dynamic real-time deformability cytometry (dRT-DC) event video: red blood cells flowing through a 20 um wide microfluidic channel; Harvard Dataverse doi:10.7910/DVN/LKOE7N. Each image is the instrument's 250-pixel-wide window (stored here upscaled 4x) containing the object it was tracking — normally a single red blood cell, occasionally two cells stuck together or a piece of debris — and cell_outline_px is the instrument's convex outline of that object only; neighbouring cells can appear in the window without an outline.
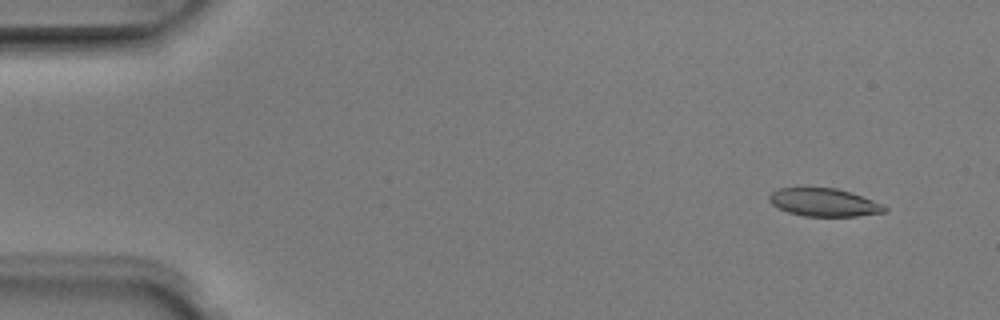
{"species": "Egyptian fruit bat (a non-hibernating species)", "species_latin": "Rousettus aegyptiacus", "temperature_condition": "room temperature", "stored_images_in_passage": 5, "camera_frame_rate_fps": 3000, "um_per_image_px": 0.085, "animal": {"sex": "male"}, "frame": {"image": 1, "passage_image": 2, "time_ms": 0.333, "image_size_px": [1000, 320], "cell_outline_px": [[888, 208], [884, 212], [856, 216], [804, 216], [788, 212], [772, 204], [768, 200], [768, 196], [772, 192], [780, 188], [836, 188], [852, 192], [884, 204]], "centroid_in_image_um": [70.06, 17.2], "position_along_channel_um": 14.9, "area_um2": 18.79}}